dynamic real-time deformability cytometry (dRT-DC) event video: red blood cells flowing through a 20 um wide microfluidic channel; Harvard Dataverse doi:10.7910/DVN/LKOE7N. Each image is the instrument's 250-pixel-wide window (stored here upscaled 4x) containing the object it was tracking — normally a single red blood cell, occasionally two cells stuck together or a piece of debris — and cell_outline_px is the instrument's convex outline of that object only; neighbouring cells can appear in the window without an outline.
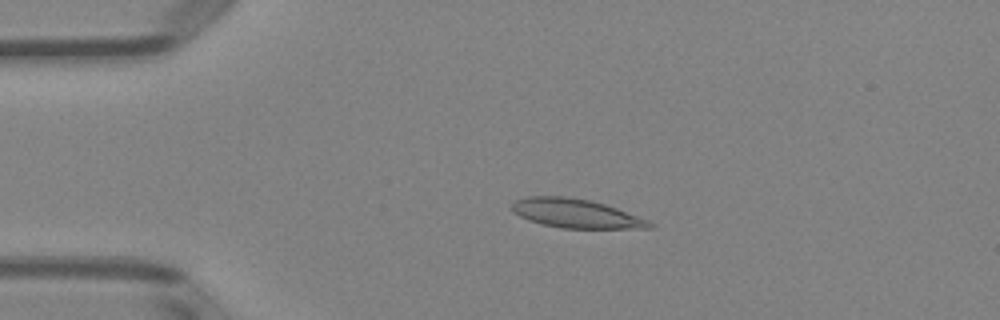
{"species": "Egyptian fruit bat (a non-hibernating species)", "species_latin": "Rousettus aegyptiacus", "temperature_condition": "room temperature", "stored_images_in_passage": 4, "camera_frame_rate_fps": 3000, "um_per_image_px": 0.085, "animal": {"sex": "female"}, "frame": {"image": 1, "passage_image": 3, "time_ms": 2.333, "image_size_px": [1000, 320], "cell_outline_px": [[656, 224], [652, 228], [560, 228], [540, 224], [528, 220], [512, 212], [512, 204], [516, 200], [524, 196], [564, 196], [592, 200], [616, 208], [648, 220]], "centroid_in_image_um": [48.92, 18.14], "position_along_channel_um": 36.1, "area_um2": 23.29}}